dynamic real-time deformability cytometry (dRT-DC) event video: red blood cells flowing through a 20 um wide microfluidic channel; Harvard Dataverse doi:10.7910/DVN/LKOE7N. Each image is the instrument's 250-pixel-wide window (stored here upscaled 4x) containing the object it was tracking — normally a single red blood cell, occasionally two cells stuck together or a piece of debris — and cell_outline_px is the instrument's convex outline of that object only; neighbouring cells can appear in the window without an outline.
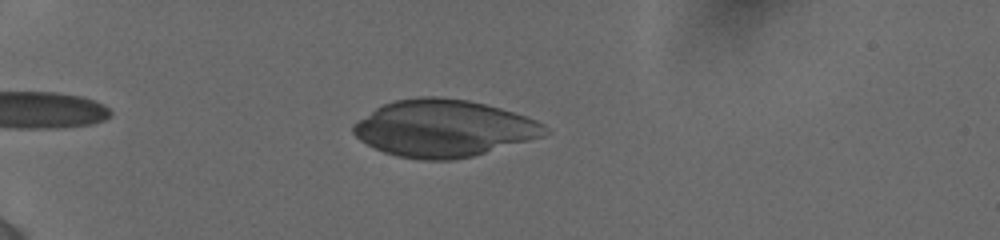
{"species": "human", "species_latin": "Homo sapiens", "temperature_condition": "cold", "stored_images_in_passage": 27, "camera_frame_rate_fps": 3000, "um_per_image_px": 0.085, "donor": {"sex": "female"}, "frame": {"image": 1, "passage_image": 6, "time_ms": 1.333, "image_size_px": [1000, 240], "cell_outline_px": [[552, 132], [544, 136], [472, 156], [452, 160], [420, 160], [396, 156], [384, 152], [360, 140], [352, 132], [352, 124], [376, 108], [392, 100], [420, 96], [440, 96], [468, 100], [500, 108], [536, 120], [544, 124]], "centroid_in_image_um": [37.7, 10.9], "position_along_channel_um": 47.3, "area_um2": 63.64}}